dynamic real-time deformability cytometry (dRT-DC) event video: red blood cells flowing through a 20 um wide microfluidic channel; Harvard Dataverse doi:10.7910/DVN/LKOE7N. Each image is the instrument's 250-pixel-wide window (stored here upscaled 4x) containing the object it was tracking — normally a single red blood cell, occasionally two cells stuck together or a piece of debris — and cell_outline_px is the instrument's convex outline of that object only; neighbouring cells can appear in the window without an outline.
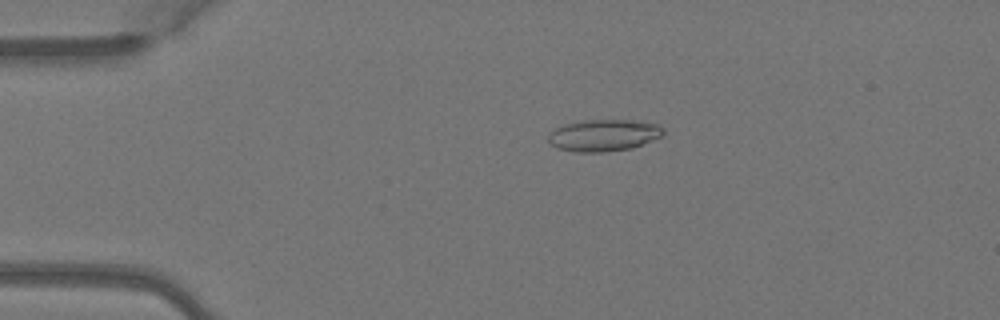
{"species": "Egyptian fruit bat (a non-hibernating species)", "species_latin": "Rousettus aegyptiacus", "temperature_condition": "warm", "stored_images_in_passage": 4, "camera_frame_rate_fps": 3000, "um_per_image_px": 0.085, "animal": {"sex": "female"}, "frame": {"image": 1, "passage_image": 3, "time_ms": 0.667, "image_size_px": [1000, 320], "cell_outline_px": [[664, 136], [632, 148], [604, 152], [576, 152], [556, 148], [548, 140], [548, 136], [556, 128], [564, 124], [588, 120], [632, 120], [660, 124], [664, 128]], "centroid_in_image_um": [51.37, 11.5], "position_along_channel_um": 33.6, "area_um2": 21.39}}